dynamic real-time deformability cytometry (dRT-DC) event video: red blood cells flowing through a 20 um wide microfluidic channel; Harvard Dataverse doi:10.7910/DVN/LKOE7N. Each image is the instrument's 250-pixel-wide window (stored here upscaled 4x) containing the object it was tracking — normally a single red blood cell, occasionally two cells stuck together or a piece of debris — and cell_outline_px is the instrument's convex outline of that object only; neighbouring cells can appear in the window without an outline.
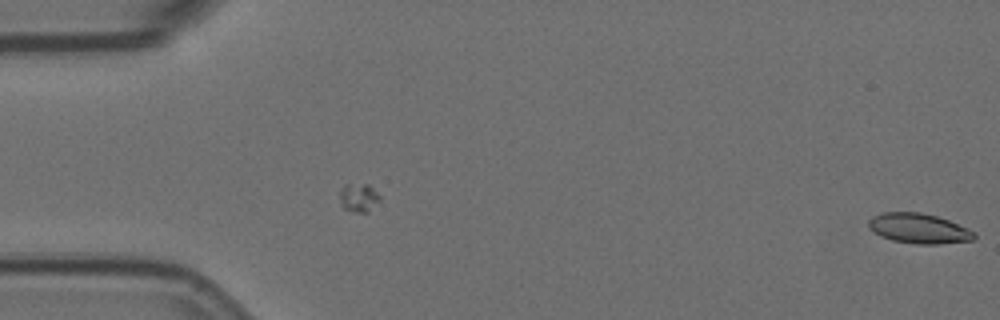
{"species": "Egyptian fruit bat (a non-hibernating species)", "species_latin": "Rousettus aegyptiacus", "temperature_condition": "room temperature", "stored_images_in_passage": 2, "camera_frame_rate_fps": 3000, "um_per_image_px": 0.085, "animal": {"sex": "female"}, "frame": {"image": 1, "passage_image": 2, "time_ms": 0.333, "image_size_px": [1000, 320], "cell_outline_px": [[976, 236], [972, 240], [940, 244], [916, 244], [892, 240], [880, 236], [868, 228], [868, 220], [872, 216], [884, 212], [920, 212], [936, 216], [948, 220], [968, 228], [976, 232]], "centroid_in_image_um": [78.09, 19.42], "position_along_channel_um": 6.9, "area_um2": 18.55}}